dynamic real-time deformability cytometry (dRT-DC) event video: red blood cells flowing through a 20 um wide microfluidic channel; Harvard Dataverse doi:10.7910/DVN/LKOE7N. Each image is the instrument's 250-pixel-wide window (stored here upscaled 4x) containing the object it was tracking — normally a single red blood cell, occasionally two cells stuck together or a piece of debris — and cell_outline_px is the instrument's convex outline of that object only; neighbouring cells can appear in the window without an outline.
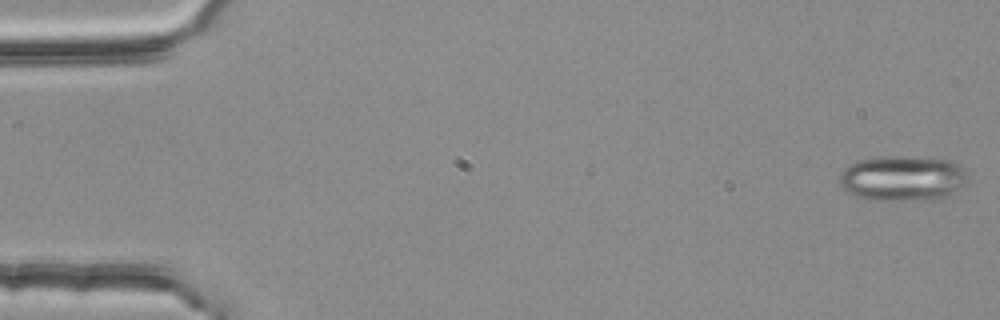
{"species": "common noctule bat (a hibernating species)", "species_latin": "Nyctalus noctula", "temperature_condition": "room temperature", "stored_images_in_passage": 55, "camera_frame_rate_fps": 3000, "um_per_image_px": 0.085, "animal": {"sex": "female", "body_mass_g": 25.1}, "frame": {"image": 1, "passage_image": 1, "time_ms": 0.0, "image_size_px": [1000, 320], "cell_outline_px": [[968, 180], [964, 184], [940, 200], [868, 200], [856, 196], [848, 192], [840, 184], [836, 176], [844, 168], [856, 160], [884, 156], [920, 156], [952, 160], [968, 172]], "centroid_in_image_um": [76.71, 15.14], "position_along_channel_um": 8.3, "area_um2": 34.62}}
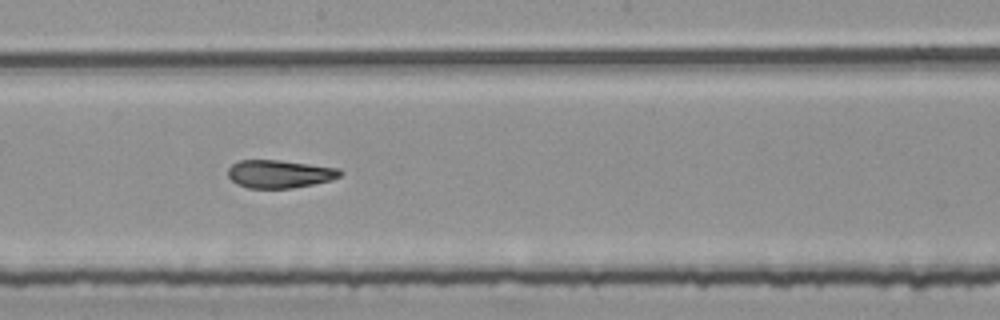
{"frame": {"image": 2, "passage_image": 30, "time_ms": 9.667, "image_size_px": [1000, 320], "cell_outline_px": [[344, 172], [340, 176], [332, 180], [292, 188], [248, 188], [236, 184], [228, 176], [228, 168], [232, 164], [240, 160], [280, 160], [340, 168]], "centroid_in_image_um": [23.77, 14.78], "position_along_channel_um": 224.4, "area_um2": 18.38}}
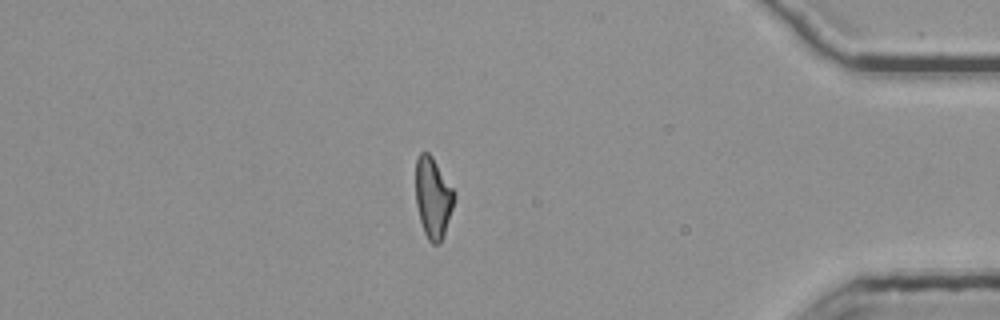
{"frame": {"image": 3, "passage_image": 47, "time_ms": 15.333, "image_size_px": [1000, 320], "cell_outline_px": [[456, 196], [444, 236], [440, 244], [432, 244], [428, 240], [424, 232], [420, 220], [416, 204], [416, 160], [420, 152], [428, 152], [432, 156], [452, 188]], "centroid_in_image_um": [36.8, 16.83], "position_along_channel_um": 398.4, "area_um2": 18.09}}